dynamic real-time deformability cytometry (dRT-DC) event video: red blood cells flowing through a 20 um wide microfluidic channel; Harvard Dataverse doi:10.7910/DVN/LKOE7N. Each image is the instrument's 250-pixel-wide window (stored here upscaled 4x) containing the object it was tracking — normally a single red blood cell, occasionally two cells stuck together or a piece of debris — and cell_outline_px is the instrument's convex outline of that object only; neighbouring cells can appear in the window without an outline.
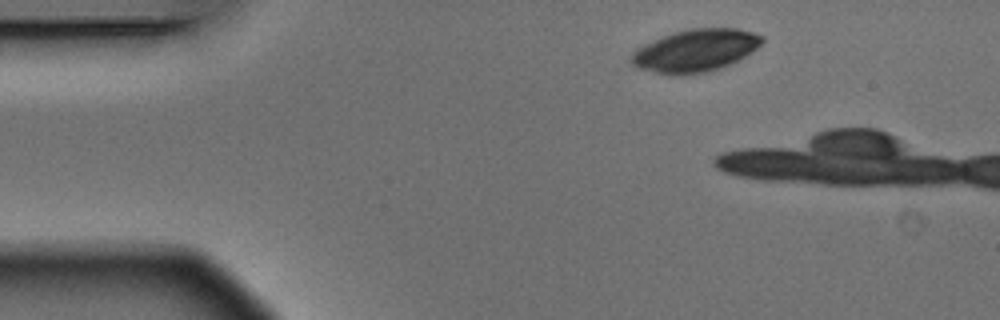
{"species": "Egyptian fruit bat (a non-hibernating species)", "species_latin": "Rousettus aegyptiacus", "temperature_condition": "warm", "stored_images_in_passage": 3, "camera_frame_rate_fps": 3000, "um_per_image_px": 0.085, "animal": {"sex": "male"}, "frame": {"image": 1, "passage_image": 1, "time_ms": 0.0, "image_size_px": [1000, 320], "cell_outline_px": [[764, 40], [752, 52], [732, 64], [720, 68], [704, 72], [680, 76], [656, 72], [636, 68], [628, 60], [632, 52], [636, 48], [652, 40], [672, 32], [692, 28], [740, 28], [764, 36]], "centroid_in_image_um": [59.09, 4.29], "position_along_channel_um": 25.9, "area_um2": 32.71}}